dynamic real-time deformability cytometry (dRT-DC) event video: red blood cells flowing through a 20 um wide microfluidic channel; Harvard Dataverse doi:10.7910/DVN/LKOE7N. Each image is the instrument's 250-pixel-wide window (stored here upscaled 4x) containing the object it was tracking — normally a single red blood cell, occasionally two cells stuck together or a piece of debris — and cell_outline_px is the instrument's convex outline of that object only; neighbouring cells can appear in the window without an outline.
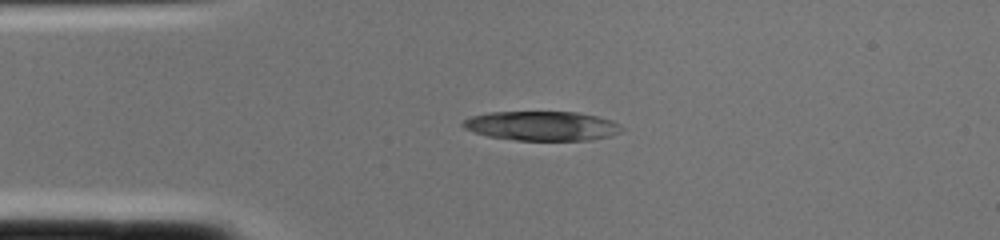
{"species": "common noctule bat (a hibernating species)", "species_latin": "Nyctalus noctula", "temperature_condition": "cold", "stored_images_in_passage": 1, "camera_frame_rate_fps": 3000, "um_per_image_px": 0.085, "animal": {"sex": "female", "body_mass_g": 22.0, "forearm_length_mm": 56.7}, "frame": {"image": 1, "passage_image": 1, "time_ms": 0.0, "image_size_px": [1000, 240], "cell_outline_px": [[624, 132], [612, 136], [592, 140], [516, 140], [488, 136], [464, 128], [460, 124], [464, 120], [472, 116], [488, 112], [576, 112], [596, 116], [612, 120], [620, 124], [624, 128]], "centroid_in_image_um": [46.13, 10.7], "position_along_channel_um": 38.9, "area_um2": 27.34}}